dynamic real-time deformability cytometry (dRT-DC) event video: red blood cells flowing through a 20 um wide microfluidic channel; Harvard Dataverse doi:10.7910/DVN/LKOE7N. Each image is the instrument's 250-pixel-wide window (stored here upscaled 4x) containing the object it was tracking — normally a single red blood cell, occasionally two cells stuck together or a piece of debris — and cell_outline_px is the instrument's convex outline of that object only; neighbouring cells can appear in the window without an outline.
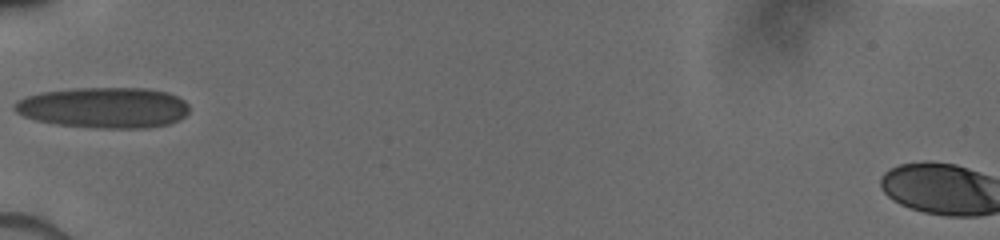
{"species": "human", "species_latin": "Homo sapiens", "temperature_condition": "cold", "stored_images_in_passage": 9, "camera_frame_rate_fps": 3000, "um_per_image_px": 0.085, "donor": {"sex": "male"}, "frame": {"image": 1, "passage_image": 1, "time_ms": 0.0, "image_size_px": [1000, 240], "cell_outline_px": [[188, 112], [184, 116], [168, 124], [148, 128], [96, 128], [52, 124], [36, 120], [24, 116], [16, 112], [12, 108], [12, 104], [24, 96], [40, 92], [76, 88], [148, 88], [168, 92], [184, 100], [188, 104]], "centroid_in_image_um": [8.79, 9.15], "position_along_channel_um": 76.2, "area_um2": 41.85}}